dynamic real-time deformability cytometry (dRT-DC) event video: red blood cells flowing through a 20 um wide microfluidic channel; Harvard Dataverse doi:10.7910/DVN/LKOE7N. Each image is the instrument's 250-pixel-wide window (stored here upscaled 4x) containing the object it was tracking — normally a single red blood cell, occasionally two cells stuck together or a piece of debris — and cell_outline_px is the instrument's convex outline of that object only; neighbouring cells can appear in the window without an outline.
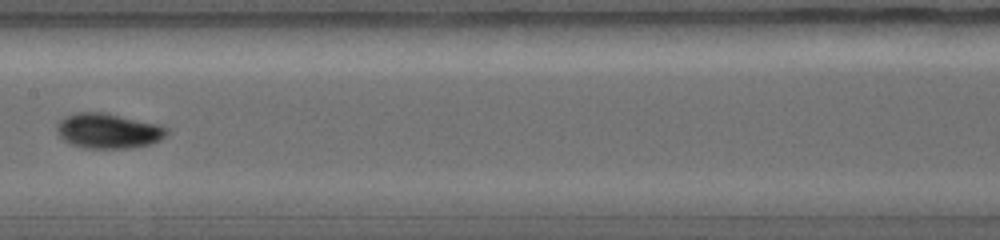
{"species": "common noctule bat (a hibernating species)", "species_latin": "Nyctalus noctula", "temperature_condition": "warm", "stored_images_in_passage": 8, "camera_frame_rate_fps": 5000, "um_per_image_px": 0.085, "animal": {"sex": "female", "body_mass_g": 19.0, "forearm_length_mm": 56.7}, "frame": {"image": 1, "passage_image": 7, "time_ms": 4.4, "image_size_px": [1000, 240], "cell_outline_px": [[168, 132], [160, 140], [152, 144], [132, 148], [84, 148], [68, 144], [56, 132], [56, 124], [64, 116], [76, 112], [104, 112], [156, 124], [168, 128]], "centroid_in_image_um": [9.15, 11.13], "position_along_channel_um": 198.2, "area_um2": 22.6}}
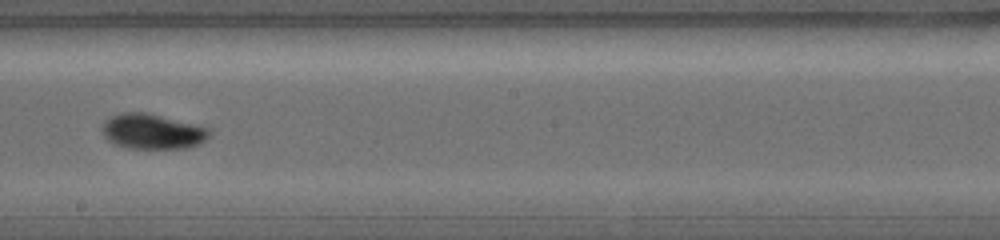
{"frame": {"image": 2, "passage_image": 8, "time_ms": 5.0, "image_size_px": [1000, 240], "cell_outline_px": [[212, 136], [200, 144], [188, 148], [124, 148], [108, 140], [104, 136], [100, 128], [112, 116], [124, 112], [144, 112], [208, 128], [212, 132]], "centroid_in_image_um": [12.97, 11.2], "position_along_channel_um": 235.2, "area_um2": 21.79}}